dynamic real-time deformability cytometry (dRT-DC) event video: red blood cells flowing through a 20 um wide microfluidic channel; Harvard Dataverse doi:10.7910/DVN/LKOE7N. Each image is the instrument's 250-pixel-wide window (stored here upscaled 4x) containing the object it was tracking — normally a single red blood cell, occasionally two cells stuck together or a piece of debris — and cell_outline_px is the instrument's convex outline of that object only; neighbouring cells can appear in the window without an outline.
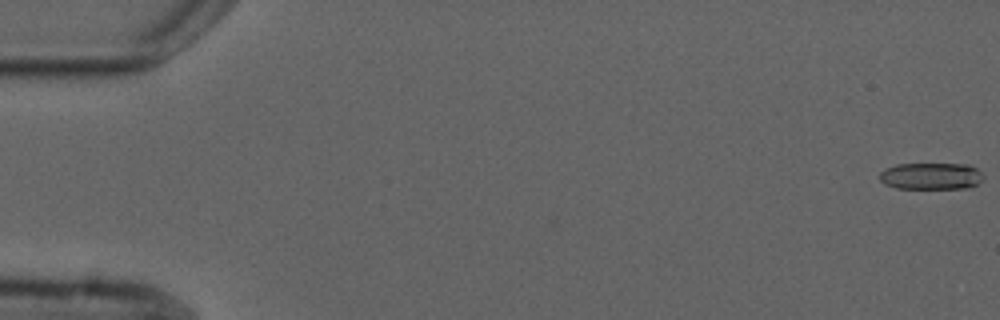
{"species": "common noctule bat (a hibernating species)", "species_latin": "Nyctalus noctula", "temperature_condition": "cold", "stored_images_in_passage": 8, "camera_frame_rate_fps": 3000, "um_per_image_px": 0.085, "animal": {"sex": "male", "forearm_length_mm": 52.5}, "frame": {"image": 1, "passage_image": 1, "time_ms": 0.0, "image_size_px": [1000, 320], "cell_outline_px": [[984, 176], [976, 184], [968, 188], [896, 188], [884, 184], [880, 180], [880, 172], [884, 168], [896, 164], [968, 164], [976, 168]], "centroid_in_image_um": [79.11, 14.96], "position_along_channel_um": 5.9, "area_um2": 16.18}}
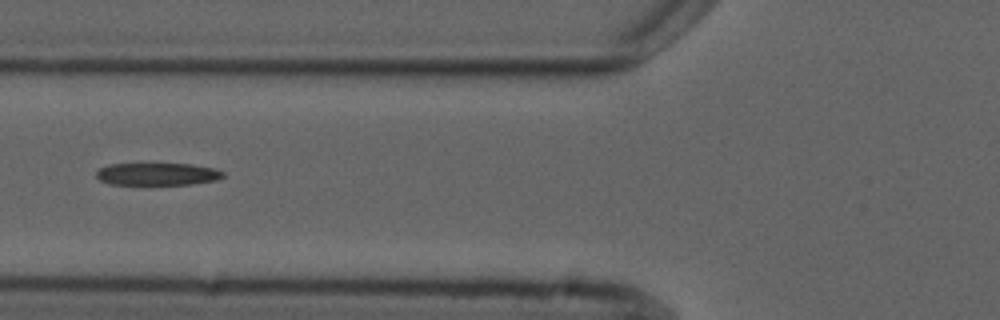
{"frame": {"image": 2, "passage_image": 7, "time_ms": 7.0, "image_size_px": [1000, 320], "cell_outline_px": [[224, 176], [216, 180], [192, 184], [108, 184], [100, 180], [96, 176], [96, 172], [100, 168], [108, 164], [192, 164], [212, 168], [224, 172]], "centroid_in_image_um": [13.36, 14.79], "position_along_channel_um": 112.4, "area_um2": 16.42}}
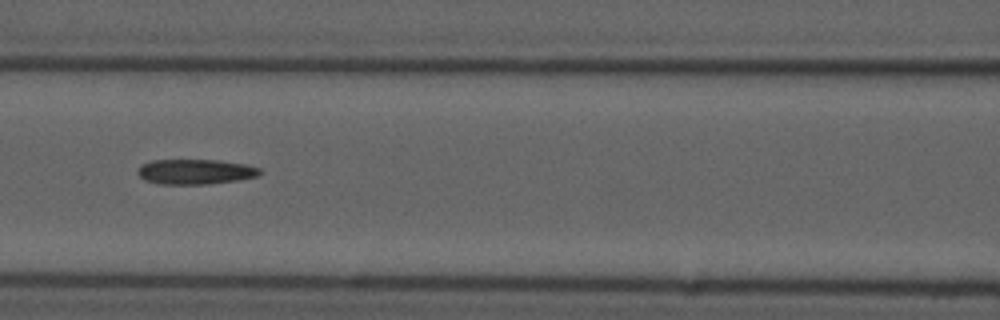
{"frame": {"image": 3, "passage_image": 8, "time_ms": 8.0, "image_size_px": [1000, 320], "cell_outline_px": [[260, 172], [256, 176], [236, 180], [208, 184], [160, 184], [144, 180], [136, 172], [144, 164], [152, 160], [216, 160], [244, 164], [260, 168]], "centroid_in_image_um": [16.57, 14.6], "position_along_channel_um": 150.0, "area_um2": 17.57}}